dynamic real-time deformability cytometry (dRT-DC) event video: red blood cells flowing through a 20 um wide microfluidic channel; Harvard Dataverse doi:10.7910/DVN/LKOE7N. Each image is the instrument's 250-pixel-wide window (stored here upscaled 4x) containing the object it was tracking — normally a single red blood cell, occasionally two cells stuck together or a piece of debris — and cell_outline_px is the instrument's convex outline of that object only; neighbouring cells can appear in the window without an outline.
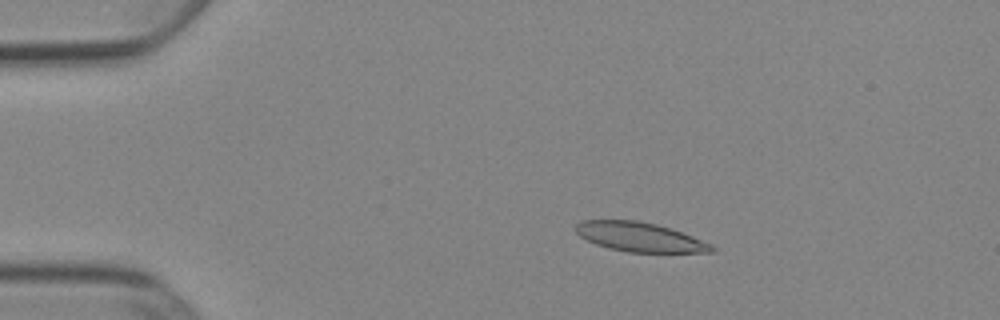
{"species": "Egyptian fruit bat (a non-hibernating species)", "species_latin": "Rousettus aegyptiacus", "temperature_condition": "cold", "stored_images_in_passage": 51, "camera_frame_rate_fps": 3000, "um_per_image_px": 0.085, "animal": {"sex": "female"}, "frame": {"image": 1, "passage_image": 9, "time_ms": 2.667, "image_size_px": [1000, 320], "cell_outline_px": [[716, 252], [628, 252], [608, 248], [596, 244], [580, 236], [572, 228], [580, 220], [636, 220], [656, 224], [672, 228], [712, 244], [716, 248]], "centroid_in_image_um": [54.37, 20.14], "position_along_channel_um": 30.6, "area_um2": 23.35}}
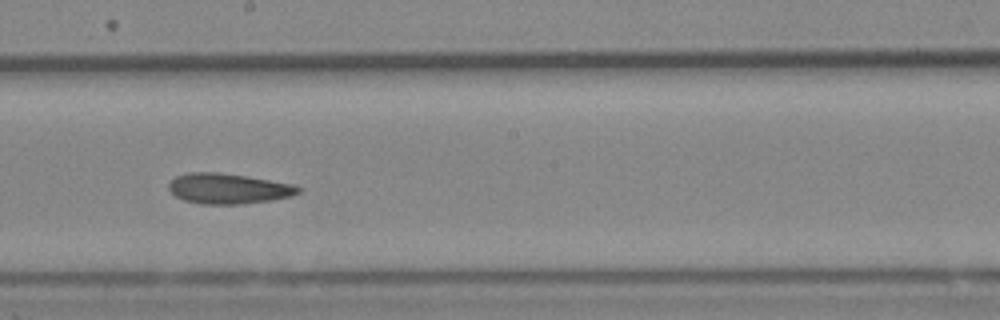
{"frame": {"image": 2, "passage_image": 29, "time_ms": 9.333, "image_size_px": [1000, 320], "cell_outline_px": [[300, 192], [292, 196], [272, 200], [240, 204], [200, 204], [184, 200], [176, 196], [168, 188], [168, 184], [176, 176], [188, 172], [220, 172], [292, 184], [300, 188]], "centroid_in_image_um": [19.38, 16.03], "position_along_channel_um": 228.8, "area_um2": 22.77}}
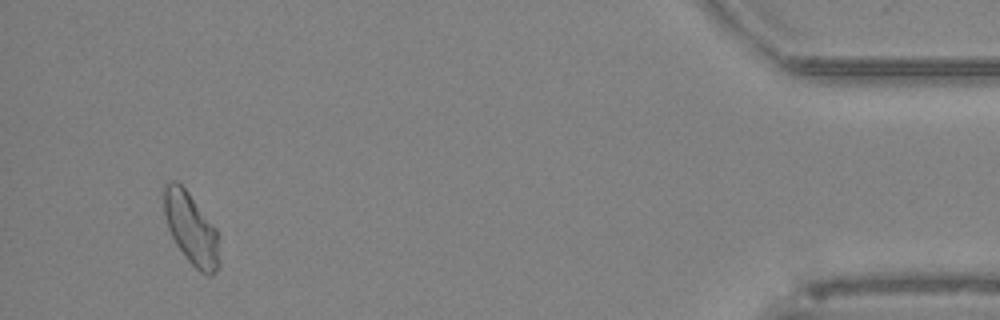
{"frame": {"image": 3, "passage_image": 49, "time_ms": 16.0, "image_size_px": [1000, 320], "cell_outline_px": [[220, 264], [216, 272], [212, 276], [208, 276], [200, 272], [188, 260], [176, 244], [168, 228], [164, 212], [164, 180], [176, 180], [188, 192], [216, 228]], "centroid_in_image_um": [16.24, 19.43], "position_along_channel_um": 419.0, "area_um2": 23.06}, "authors_computed_cell_mechanics": {"area_um2": 23.2934, "velocity_mm_per_s": 3.8765, "shape_relaxation_time_tau1_ms": null, "shape_relaxation_time_tau2_ms": 5.2439, "deformation_change_tau1": null, "deformation_change_tau2": 0.1301}}